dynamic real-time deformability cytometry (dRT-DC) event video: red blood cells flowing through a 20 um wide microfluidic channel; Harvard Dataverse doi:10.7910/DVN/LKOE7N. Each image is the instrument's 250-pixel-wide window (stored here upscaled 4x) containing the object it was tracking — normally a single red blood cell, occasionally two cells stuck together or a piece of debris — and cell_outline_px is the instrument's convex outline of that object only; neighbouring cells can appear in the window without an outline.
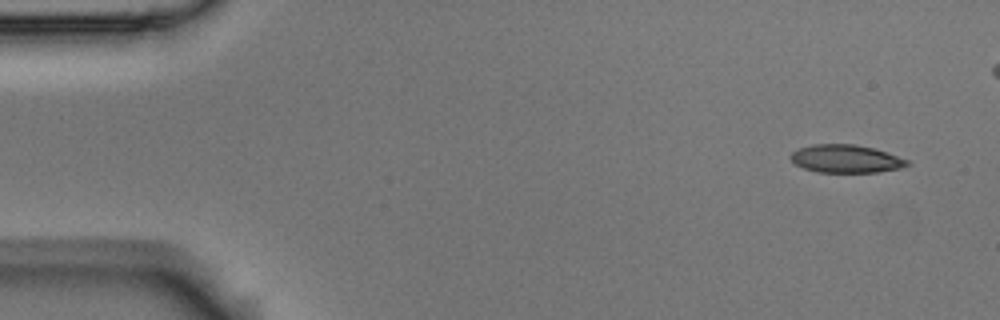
{"species": "Egyptian fruit bat (a non-hibernating species)", "species_latin": "Rousettus aegyptiacus", "temperature_condition": "room temperature", "stored_images_in_passage": 9, "camera_frame_rate_fps": 3000, "um_per_image_px": 0.085, "animal": {"sex": "male"}, "frame": {"image": 1, "passage_image": 1, "time_ms": 0.0, "image_size_px": [1000, 320], "cell_outline_px": [[912, 164], [900, 168], [876, 172], [816, 172], [804, 168], [796, 164], [788, 156], [792, 152], [800, 148], [812, 144], [856, 144], [872, 148], [908, 160]], "centroid_in_image_um": [71.88, 13.5], "position_along_channel_um": 13.1, "area_um2": 18.84}}
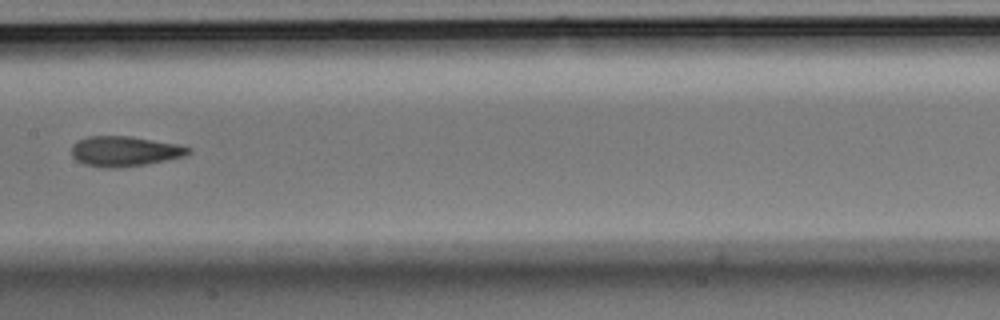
{"frame": {"image": 2, "passage_image": 7, "time_ms": 2.0, "image_size_px": [1000, 320], "cell_outline_px": [[192, 148], [184, 156], [144, 164], [112, 168], [104, 168], [84, 164], [76, 160], [72, 156], [72, 144], [88, 136], [132, 136], [180, 144]], "centroid_in_image_um": [10.58, 12.84], "position_along_channel_um": 196.8, "area_um2": 20.4}}
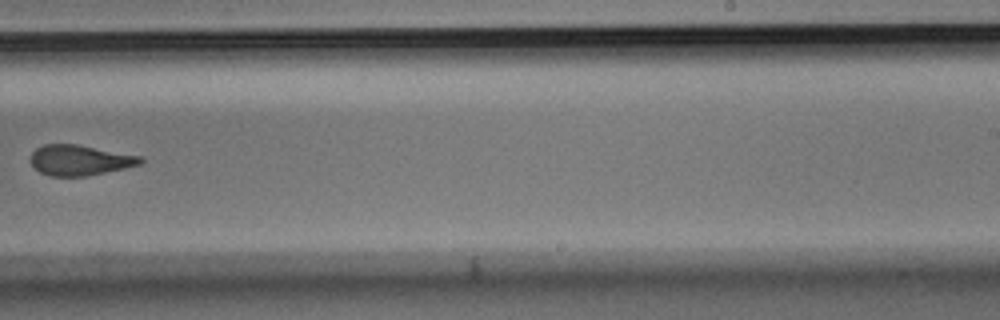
{"frame": {"image": 3, "passage_image": 9, "time_ms": 2.667, "image_size_px": [1000, 320], "cell_outline_px": [[144, 160], [140, 164], [124, 168], [88, 176], [52, 176], [40, 172], [28, 160], [32, 152], [36, 148], [44, 144], [76, 144], [144, 156]], "centroid_in_image_um": [6.79, 13.6], "position_along_channel_um": 282.2, "area_um2": 19.59}}